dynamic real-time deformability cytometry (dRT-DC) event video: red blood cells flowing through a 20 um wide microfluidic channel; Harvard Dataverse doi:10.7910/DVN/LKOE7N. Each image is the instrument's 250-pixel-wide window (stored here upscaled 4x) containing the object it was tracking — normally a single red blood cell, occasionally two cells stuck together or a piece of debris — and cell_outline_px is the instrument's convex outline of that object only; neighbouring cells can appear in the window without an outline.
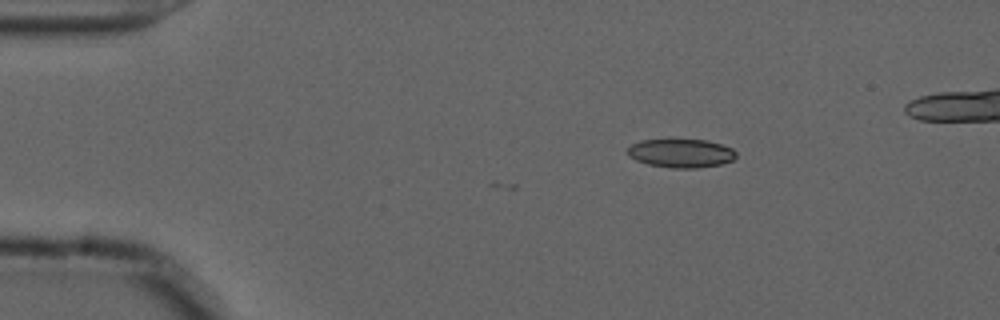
{"species": "common noctule bat (a hibernating species)", "species_latin": "Nyctalus noctula", "temperature_condition": "cold", "stored_images_in_passage": 3, "camera_frame_rate_fps": 3000, "um_per_image_px": 0.085, "animal": {"sex": "male", "forearm_length_mm": 52.5}, "frame": {"image": 1, "passage_image": 3, "time_ms": 0.667, "image_size_px": [1000, 320], "cell_outline_px": [[736, 156], [732, 160], [720, 164], [696, 168], [672, 168], [648, 164], [636, 160], [628, 156], [624, 152], [632, 144], [640, 140], [668, 136], [672, 136], [708, 140], [732, 148], [736, 152]], "centroid_in_image_um": [57.81, 12.96], "position_along_channel_um": 27.2, "area_um2": 19.13}}